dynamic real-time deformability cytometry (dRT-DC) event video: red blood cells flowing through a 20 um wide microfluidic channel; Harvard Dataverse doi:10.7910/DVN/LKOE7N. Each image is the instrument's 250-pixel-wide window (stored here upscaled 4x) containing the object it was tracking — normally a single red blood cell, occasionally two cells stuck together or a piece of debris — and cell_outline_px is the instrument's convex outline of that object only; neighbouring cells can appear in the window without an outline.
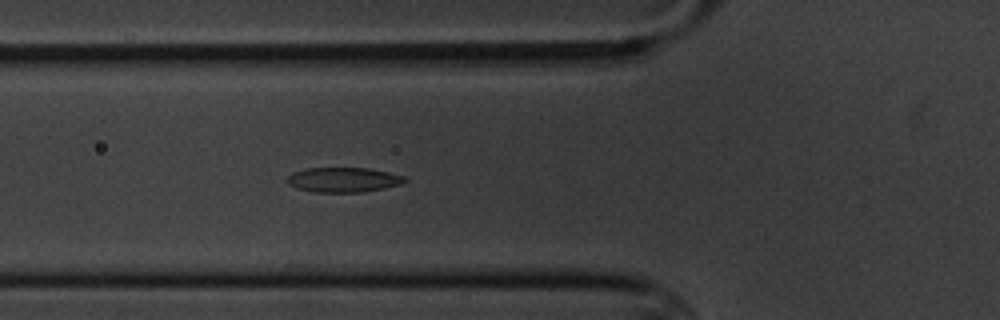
{"species": "common noctule bat (a hibernating species)", "species_latin": "Nyctalus noctula", "temperature_condition": "cold", "stored_images_in_passage": 5, "camera_frame_rate_fps": 3000, "um_per_image_px": 0.085, "animal": {"sex": "male", "body_mass_g": 20.1, "forearm_length_mm": 53.5}, "frame": {"image": 1, "passage_image": 4, "time_ms": 3.333, "image_size_px": [1000, 320], "cell_outline_px": [[408, 180], [400, 184], [384, 188], [364, 192], [312, 192], [296, 188], [288, 184], [284, 180], [292, 172], [308, 168], [368, 168], [388, 172], [404, 176]], "centroid_in_image_um": [29.15, 15.28], "position_along_channel_um": 96.7, "area_um2": 17.11}}